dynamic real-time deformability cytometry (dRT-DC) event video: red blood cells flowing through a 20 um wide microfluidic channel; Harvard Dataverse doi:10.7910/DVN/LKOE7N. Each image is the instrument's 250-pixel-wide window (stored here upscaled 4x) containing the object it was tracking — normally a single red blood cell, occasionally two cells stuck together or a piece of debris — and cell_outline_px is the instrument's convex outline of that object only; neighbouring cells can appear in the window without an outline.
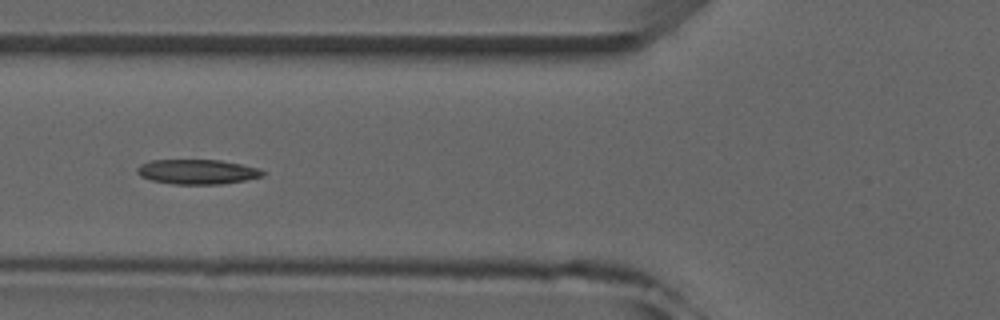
{"species": "common noctule bat (a hibernating species)", "species_latin": "Nyctalus noctula", "temperature_condition": "room temperature", "stored_images_in_passage": 6, "camera_frame_rate_fps": 3000, "um_per_image_px": 0.085, "animal": {"sex": "male", "forearm_length_mm": 52.5}, "frame": {"image": 1, "passage_image": 6, "time_ms": 5.667, "image_size_px": [1000, 320], "cell_outline_px": [[264, 176], [244, 180], [220, 184], [172, 184], [152, 180], [140, 176], [136, 172], [136, 168], [140, 164], [152, 160], [220, 160], [260, 168], [264, 172]], "centroid_in_image_um": [16.75, 14.6], "position_along_channel_um": 109.1, "area_um2": 18.09}}